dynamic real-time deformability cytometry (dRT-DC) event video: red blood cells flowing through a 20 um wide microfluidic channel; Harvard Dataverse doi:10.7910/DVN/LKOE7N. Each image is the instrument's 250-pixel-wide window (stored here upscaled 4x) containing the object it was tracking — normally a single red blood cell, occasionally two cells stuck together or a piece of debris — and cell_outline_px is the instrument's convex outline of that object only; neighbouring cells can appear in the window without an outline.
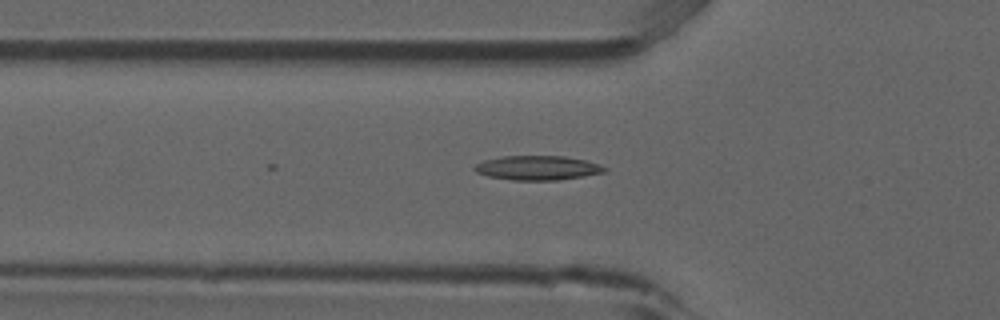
{"species": "common noctule bat (a hibernating species)", "species_latin": "Nyctalus noctula", "temperature_condition": "room temperature", "stored_images_in_passage": 13, "camera_frame_rate_fps": 3000, "um_per_image_px": 0.085, "animal": {"sex": "male", "forearm_length_mm": 52.5}, "frame": {"image": 1, "passage_image": 10, "time_ms": 3.0, "image_size_px": [1000, 320], "cell_outline_px": [[608, 168], [604, 172], [584, 176], [560, 180], [512, 180], [488, 176], [476, 172], [472, 168], [476, 164], [484, 160], [504, 156], [564, 156], [584, 160], [600, 164]], "centroid_in_image_um": [45.69, 14.27], "position_along_channel_um": 80.1, "area_um2": 18.44}}
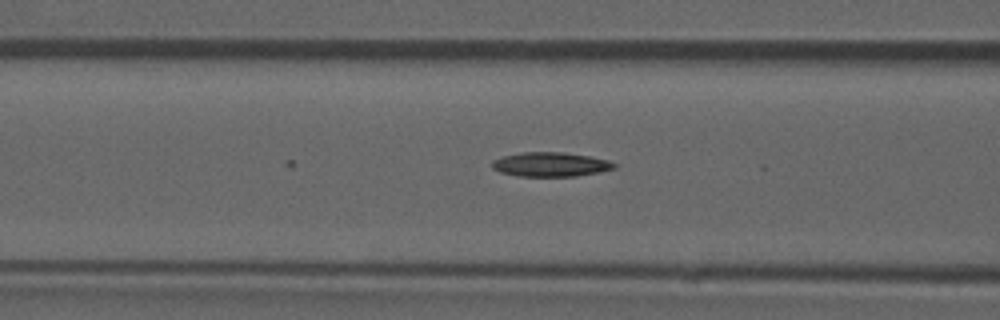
{"frame": {"image": 2, "passage_image": 13, "time_ms": 4.0, "image_size_px": [1000, 320], "cell_outline_px": [[616, 168], [576, 176], [516, 176], [500, 172], [492, 168], [492, 160], [504, 156], [520, 152], [564, 152], [588, 156], [608, 160], [616, 164]], "centroid_in_image_um": [46.76, 13.97], "position_along_channel_um": 119.8, "area_um2": 17.22}}